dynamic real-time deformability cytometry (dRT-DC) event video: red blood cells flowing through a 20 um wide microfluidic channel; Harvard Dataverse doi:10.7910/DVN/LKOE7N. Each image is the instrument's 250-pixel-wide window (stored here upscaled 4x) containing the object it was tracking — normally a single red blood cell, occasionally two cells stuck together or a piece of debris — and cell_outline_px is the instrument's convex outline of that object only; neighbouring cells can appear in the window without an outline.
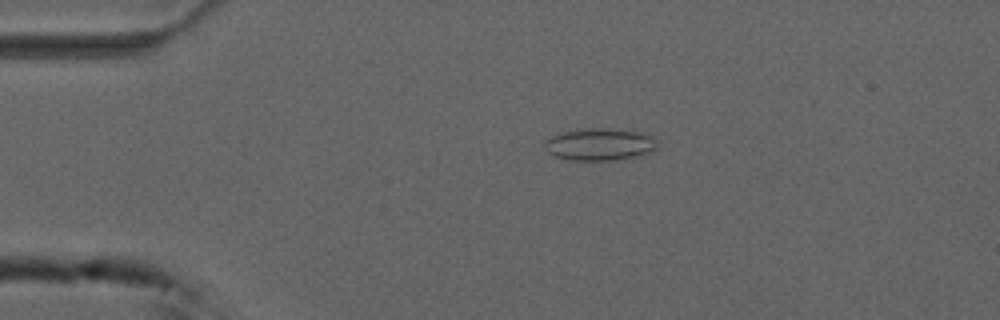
{"species": "common noctule bat (a hibernating species)", "species_latin": "Nyctalus noctula", "temperature_condition": "cold", "stored_images_in_passage": 54, "camera_frame_rate_fps": 3000, "um_per_image_px": 0.085, "animal": {"sex": "male", "forearm_length_mm": 52.5}, "frame": {"image": 1, "passage_image": 11, "time_ms": 3.333, "image_size_px": [1000, 320], "cell_outline_px": [[656, 148], [652, 152], [636, 156], [612, 160], [568, 160], [556, 156], [548, 152], [544, 148], [544, 140], [552, 136], [564, 132], [592, 128], [608, 128], [640, 132], [656, 136]], "centroid_in_image_um": [50.99, 12.27], "position_along_channel_um": 34.0, "area_um2": 21.1}}
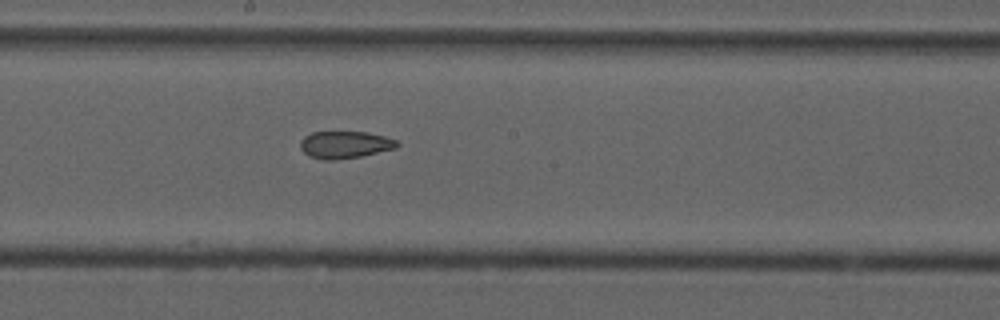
{"frame": {"image": 2, "passage_image": 29, "time_ms": 9.333, "image_size_px": [1000, 320], "cell_outline_px": [[400, 144], [396, 148], [360, 156], [336, 160], [324, 160], [308, 156], [300, 148], [300, 140], [304, 136], [312, 132], [368, 132], [384, 136], [396, 140]], "centroid_in_image_um": [29.29, 12.3], "position_along_channel_um": 218.9, "area_um2": 15.37}}
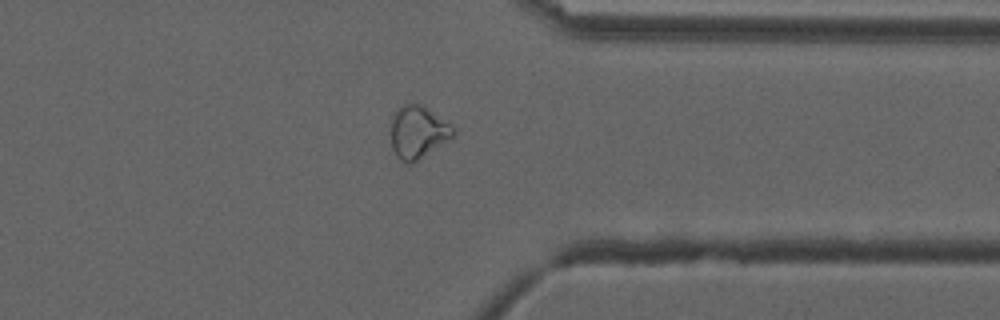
{"frame": {"image": 3, "passage_image": 42, "time_ms": 13.667, "image_size_px": [1000, 320], "cell_outline_px": [[456, 132], [452, 136], [412, 164], [408, 164], [400, 160], [396, 156], [392, 148], [392, 112], [404, 104], [420, 104], [456, 128]], "centroid_in_image_um": [35.49, 11.23], "position_along_channel_um": 375.9, "area_um2": 18.73}, "authors_computed_cell_mechanics": {"area_um2": 19.0162, "velocity_mm_per_s": 3.745, "shape_relaxation_time_tau1_ms": null, "shape_relaxation_time_tau2_ms": 2.8571, "deformation_change_tau1": null, "deformation_change_tau2": 0.0907}}